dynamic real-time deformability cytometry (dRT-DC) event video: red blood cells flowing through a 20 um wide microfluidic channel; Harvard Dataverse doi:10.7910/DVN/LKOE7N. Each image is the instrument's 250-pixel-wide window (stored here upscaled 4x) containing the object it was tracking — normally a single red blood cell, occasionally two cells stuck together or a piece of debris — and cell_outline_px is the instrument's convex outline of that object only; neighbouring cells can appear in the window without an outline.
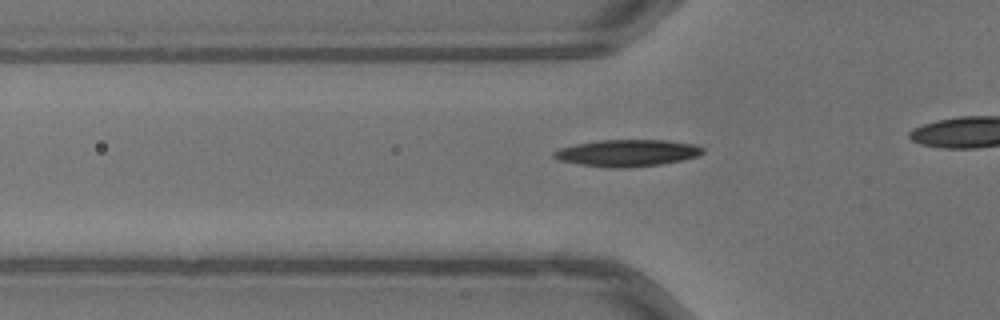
{"species": "common noctule bat (a hibernating species)", "species_latin": "Nyctalus noctula", "temperature_condition": "warm", "stored_images_in_passage": 37, "camera_frame_rate_fps": 3000, "um_per_image_px": 0.085, "animal": {"sex": "male", "body_mass_g": 13.3}, "frame": {"image": 1, "passage_image": 13, "time_ms": 4.0, "image_size_px": [1000, 320], "cell_outline_px": [[704, 152], [700, 156], [660, 164], [628, 168], [616, 168], [580, 164], [560, 160], [552, 156], [552, 152], [560, 148], [576, 144], [600, 140], [668, 140], [696, 144], [704, 148]], "centroid_in_image_um": [53.36, 12.99], "position_along_channel_um": 72.4, "area_um2": 23.24}}
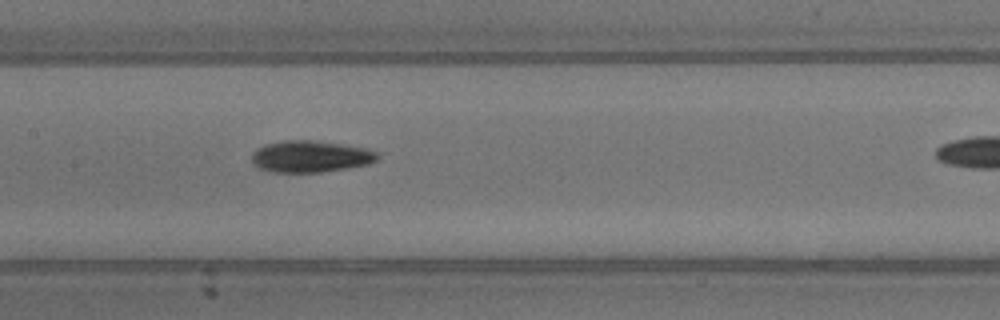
{"frame": {"image": 2, "passage_image": 21, "time_ms": 6.667, "image_size_px": [1000, 320], "cell_outline_px": [[380, 156], [376, 160], [368, 164], [320, 172], [276, 172], [260, 168], [252, 164], [252, 152], [256, 148], [264, 144], [284, 140], [312, 140], [340, 144], [364, 148], [376, 152]], "centroid_in_image_um": [26.34, 13.29], "position_along_channel_um": 181.1, "area_um2": 23.0}}
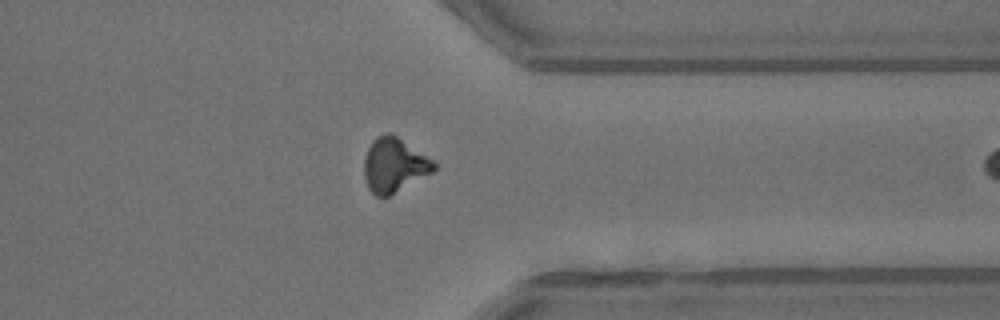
{"frame": {"image": 3, "passage_image": 36, "time_ms": 11.667, "image_size_px": [1000, 320], "cell_outline_px": [[436, 168], [432, 172], [388, 196], [376, 196], [368, 188], [364, 176], [364, 160], [368, 148], [376, 136], [388, 132], [396, 136], [432, 160], [436, 164]], "centroid_in_image_um": [33.47, 14.03], "position_along_channel_um": 377.9, "area_um2": 21.56}}